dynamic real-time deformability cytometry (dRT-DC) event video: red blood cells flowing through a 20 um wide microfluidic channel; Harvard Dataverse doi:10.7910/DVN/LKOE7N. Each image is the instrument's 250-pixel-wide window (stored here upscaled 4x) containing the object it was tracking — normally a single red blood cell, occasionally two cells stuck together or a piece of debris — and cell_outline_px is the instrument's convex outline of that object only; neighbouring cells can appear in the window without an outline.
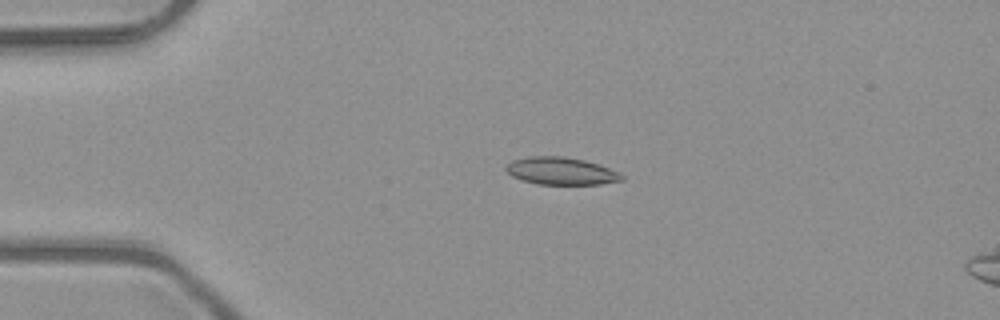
{"species": "common noctule bat (a hibernating species)", "species_latin": "Nyctalus noctula", "temperature_condition": "room temperature", "stored_images_in_passage": 3, "camera_frame_rate_fps": 3000, "um_per_image_px": 0.085, "animal": {"sex": "male", "body_mass_g": 23.1, "forearm_length_mm": 52.7}, "frame": {"image": 1, "passage_image": 2, "time_ms": 0.333, "image_size_px": [1000, 320], "cell_outline_px": [[624, 180], [600, 184], [536, 184], [512, 176], [504, 168], [512, 160], [528, 156], [564, 156], [584, 160], [600, 164], [624, 176]], "centroid_in_image_um": [47.68, 14.53], "position_along_channel_um": 37.3, "area_um2": 18.44}}